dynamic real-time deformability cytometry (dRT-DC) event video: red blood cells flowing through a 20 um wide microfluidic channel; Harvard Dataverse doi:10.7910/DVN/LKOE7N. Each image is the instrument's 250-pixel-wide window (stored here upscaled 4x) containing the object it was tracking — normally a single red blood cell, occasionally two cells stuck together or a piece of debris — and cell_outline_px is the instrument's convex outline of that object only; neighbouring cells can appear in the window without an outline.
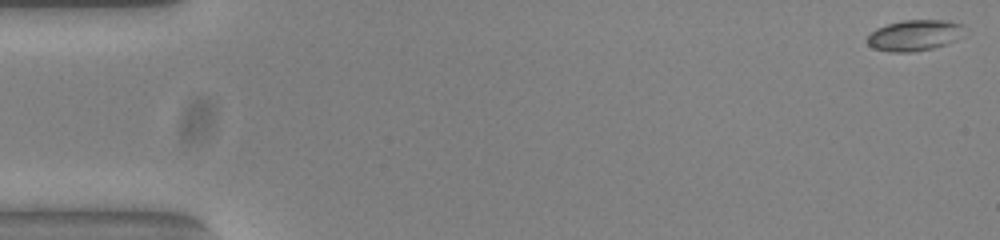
{"species": "common noctule bat (a hibernating species)", "species_latin": "Nyctalus noctula", "temperature_condition": "warm", "stored_images_in_passage": 53, "camera_frame_rate_fps": 3000, "um_per_image_px": 0.085, "animal": {"sex": "female", "body_mass_g": 23.0, "forearm_length_mm": 53.4}, "frame": {"image": 1, "passage_image": 1, "time_ms": 0.0, "image_size_px": [1000, 240], "cell_outline_px": [[964, 36], [948, 44], [932, 48], [912, 52], [888, 52], [872, 48], [868, 44], [868, 36], [876, 28], [888, 24], [904, 20], [948, 20], [964, 24]], "centroid_in_image_um": [77.79, 3.0], "position_along_channel_um": 7.2, "area_um2": 17.74}}
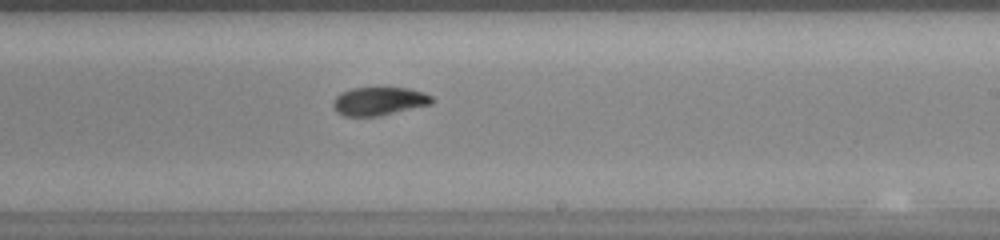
{"frame": {"image": 2, "passage_image": 32, "time_ms": 10.333, "image_size_px": [1000, 240], "cell_outline_px": [[436, 100], [432, 104], [376, 116], [344, 116], [336, 112], [332, 108], [332, 100], [340, 92], [352, 88], [408, 88], [424, 92], [432, 96]], "centroid_in_image_um": [32.19, 8.59], "position_along_channel_um": 256.8, "area_um2": 16.42}}
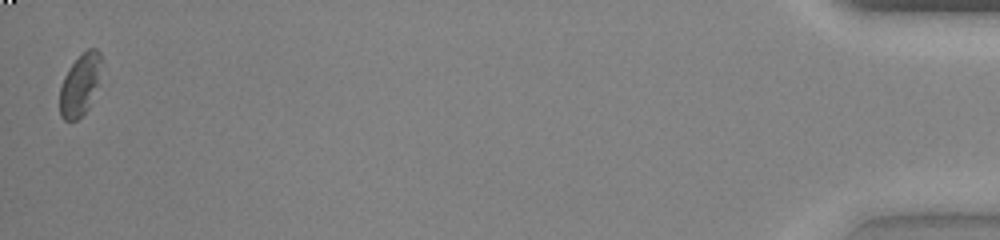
{"frame": {"image": 3, "passage_image": 53, "time_ms": 17.333, "image_size_px": [1000, 240], "cell_outline_px": [[104, 64], [100, 84], [88, 108], [76, 120], [64, 120], [60, 116], [60, 88], [64, 76], [68, 68], [88, 48], [96, 48], [100, 52], [104, 60]], "centroid_in_image_um": [6.87, 7.16], "position_along_channel_um": 428.3, "area_um2": 15.49}, "authors_computed_cell_mechanics": {"area_um2": 16.8198, "velocity_mm_per_s": 3.8315, "shape_relaxation_time_tau1_ms": 3.4336, "shape_relaxation_time_tau2_ms": 3.401, "deformation_change_tau1": 0.1142, "deformation_change_tau2": 0.0607}}